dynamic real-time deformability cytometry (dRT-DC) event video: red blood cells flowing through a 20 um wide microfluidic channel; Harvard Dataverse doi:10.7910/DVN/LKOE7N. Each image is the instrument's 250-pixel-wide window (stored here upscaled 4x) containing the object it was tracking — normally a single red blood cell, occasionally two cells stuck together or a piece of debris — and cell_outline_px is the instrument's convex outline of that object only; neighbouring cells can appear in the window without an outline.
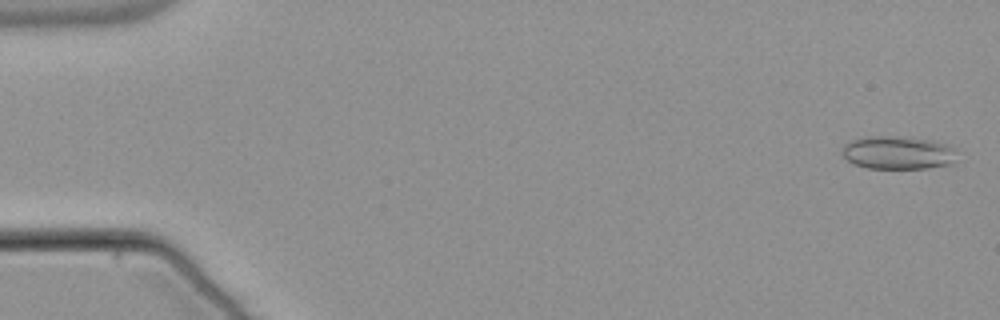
{"species": "common noctule bat (a hibernating species)", "species_latin": "Nyctalus noctula", "temperature_condition": "warm", "stored_images_in_passage": 55, "camera_frame_rate_fps": 3000, "um_per_image_px": 0.085, "animal": {"sex": "male", "body_mass_g": 21.5, "forearm_length_mm": 52.0}, "frame": {"image": 1, "passage_image": 2, "time_ms": 0.333, "image_size_px": [1000, 320], "cell_outline_px": [[956, 148], [952, 164], [928, 168], [868, 168], [856, 164], [848, 160], [840, 152], [840, 148], [844, 144], [852, 140], [864, 136], [892, 136], [932, 140], [948, 144]], "centroid_in_image_um": [76.3, 12.97], "position_along_channel_um": 8.7, "area_um2": 22.25}}
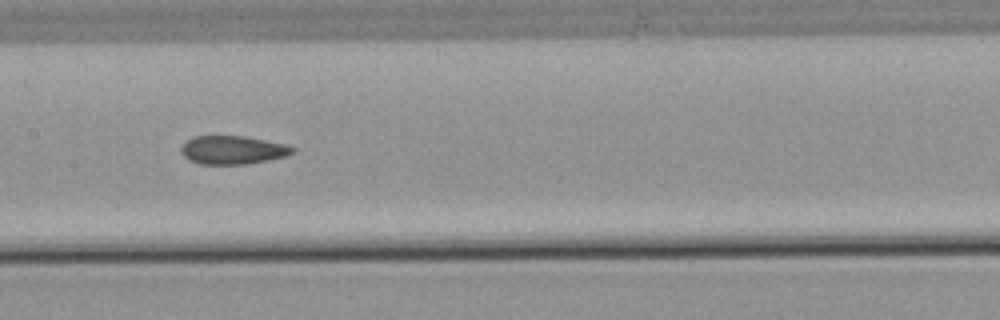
{"frame": {"image": 2, "passage_image": 28, "time_ms": 9.0, "image_size_px": [1000, 320], "cell_outline_px": [[296, 152], [284, 156], [244, 164], [200, 164], [188, 160], [180, 152], [180, 148], [192, 136], [244, 136], [284, 144], [296, 148]], "centroid_in_image_um": [19.74, 12.74], "position_along_channel_um": 187.7, "area_um2": 18.26}}
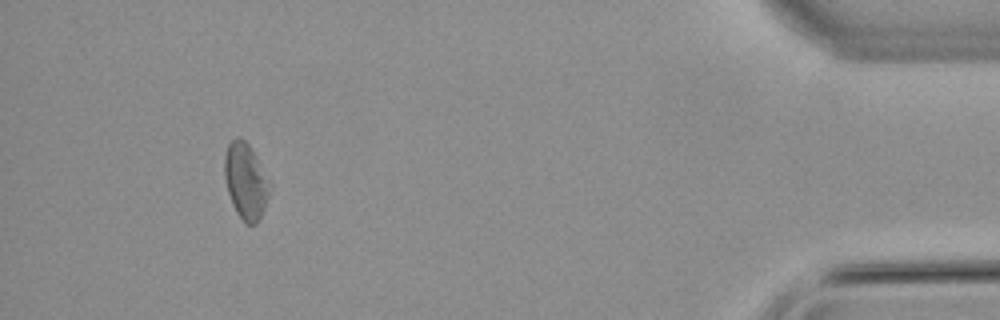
{"frame": {"image": 3, "passage_image": 51, "time_ms": 16.667, "image_size_px": [1000, 320], "cell_outline_px": [[272, 188], [260, 220], [256, 224], [244, 224], [236, 212], [232, 204], [228, 192], [224, 176], [224, 156], [228, 144], [236, 136], [240, 136], [248, 144], [256, 156], [272, 184]], "centroid_in_image_um": [20.9, 15.41], "position_along_channel_um": 414.3, "area_um2": 20.4}, "authors_computed_cell_mechanics": {"area_um2": 19.7098, "velocity_mm_per_s": 3.7866, "shape_relaxation_time_tau1_ms": null, "shape_relaxation_time_tau2_ms": 2.4217, "deformation_change_tau1": null, "deformation_change_tau2": 0.0694}}